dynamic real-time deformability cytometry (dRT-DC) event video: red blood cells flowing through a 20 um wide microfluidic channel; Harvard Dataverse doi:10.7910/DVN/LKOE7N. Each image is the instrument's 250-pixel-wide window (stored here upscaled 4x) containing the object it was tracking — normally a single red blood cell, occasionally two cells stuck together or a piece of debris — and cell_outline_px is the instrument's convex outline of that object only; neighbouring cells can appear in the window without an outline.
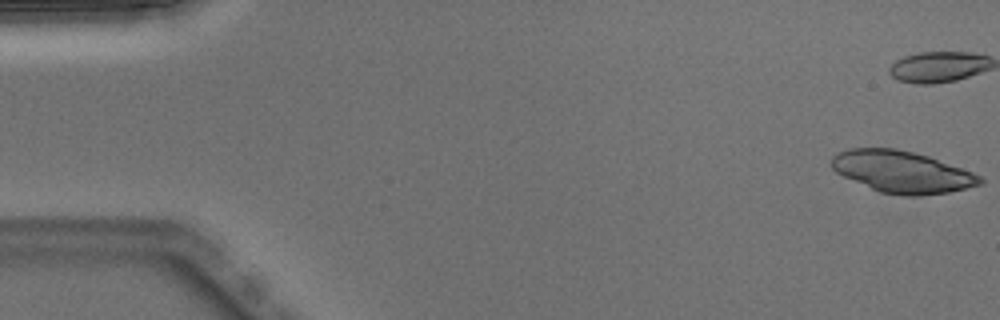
{"species": "Egyptian fruit bat (a non-hibernating species)", "species_latin": "Rousettus aegyptiacus", "temperature_condition": "warm", "stored_images_in_passage": 28, "camera_frame_rate_fps": 3000, "um_per_image_px": 0.085, "animal": {"sex": "male"}, "frame": {"image": 1, "passage_image": 1, "time_ms": 0.0, "image_size_px": [1000, 320], "cell_outline_px": [[984, 184], [948, 192], [920, 196], [904, 196], [880, 192], [844, 176], [836, 172], [832, 168], [832, 156], [840, 152], [852, 148], [896, 148], [928, 156], [972, 172], [980, 176], [984, 180]], "centroid_in_image_um": [76.69, 14.61], "position_along_channel_um": 8.3, "area_um2": 35.84}}